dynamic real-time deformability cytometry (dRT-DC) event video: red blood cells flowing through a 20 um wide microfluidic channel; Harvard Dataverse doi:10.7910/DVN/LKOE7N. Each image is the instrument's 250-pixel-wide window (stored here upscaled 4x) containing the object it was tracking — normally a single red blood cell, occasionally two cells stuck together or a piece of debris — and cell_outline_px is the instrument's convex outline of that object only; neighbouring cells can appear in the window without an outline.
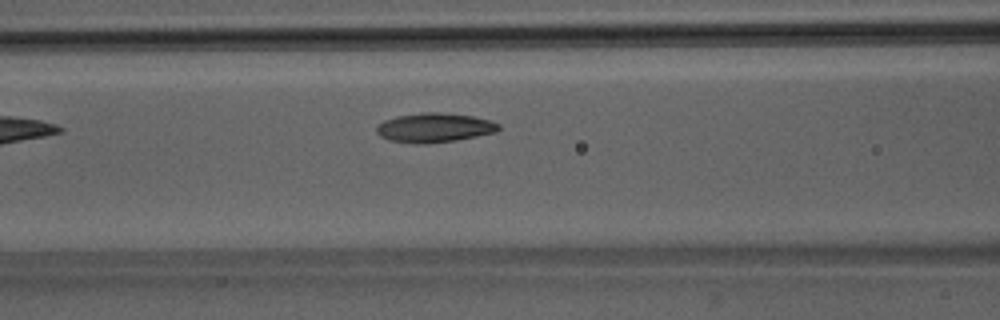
{"species": "Egyptian fruit bat (a non-hibernating species)", "species_latin": "Rousettus aegyptiacus", "temperature_condition": "room temperature", "stored_images_in_passage": 7, "camera_frame_rate_fps": 3000, "um_per_image_px": 0.085, "animal": {"sex": "male"}, "frame": {"image": 1, "passage_image": 7, "time_ms": 8.0, "image_size_px": [1000, 320], "cell_outline_px": [[500, 128], [496, 132], [456, 140], [428, 144], [412, 144], [388, 140], [380, 136], [376, 132], [376, 124], [384, 120], [396, 116], [424, 112], [444, 112], [472, 116], [492, 120], [500, 124]], "centroid_in_image_um": [36.9, 10.85], "position_along_channel_um": 129.7, "area_um2": 21.21}}